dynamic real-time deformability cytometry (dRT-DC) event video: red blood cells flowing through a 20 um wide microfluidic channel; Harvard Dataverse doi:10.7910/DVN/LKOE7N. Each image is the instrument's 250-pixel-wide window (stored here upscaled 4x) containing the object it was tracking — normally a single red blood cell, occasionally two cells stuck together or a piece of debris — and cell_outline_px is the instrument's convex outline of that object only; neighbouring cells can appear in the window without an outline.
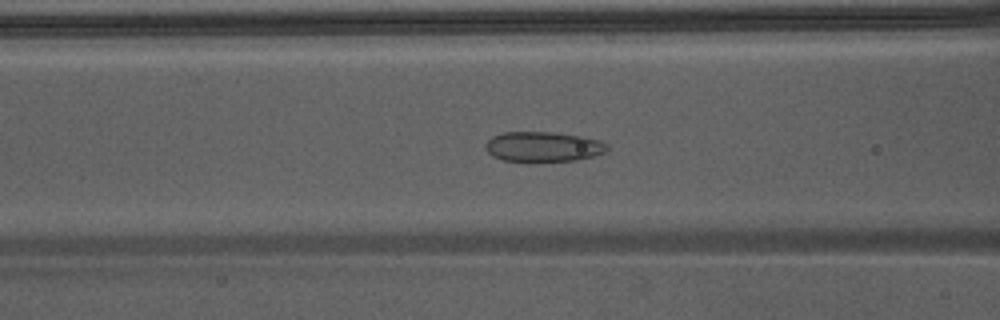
{"species": "Egyptian fruit bat (a non-hibernating species)", "species_latin": "Rousettus aegyptiacus", "temperature_condition": "warm", "stored_images_in_passage": 49, "camera_frame_rate_fps": 3000, "um_per_image_px": 0.085, "animal": {"sex": "male"}, "frame": {"image": 1, "passage_image": 22, "time_ms": 7.0, "image_size_px": [1000, 320], "cell_outline_px": [[608, 148], [604, 152], [592, 156], [576, 160], [504, 160], [492, 156], [488, 152], [484, 144], [492, 136], [504, 132], [552, 132], [584, 136], [600, 140], [608, 144]], "centroid_in_image_um": [46.18, 12.44], "position_along_channel_um": 120.4, "area_um2": 20.98}}
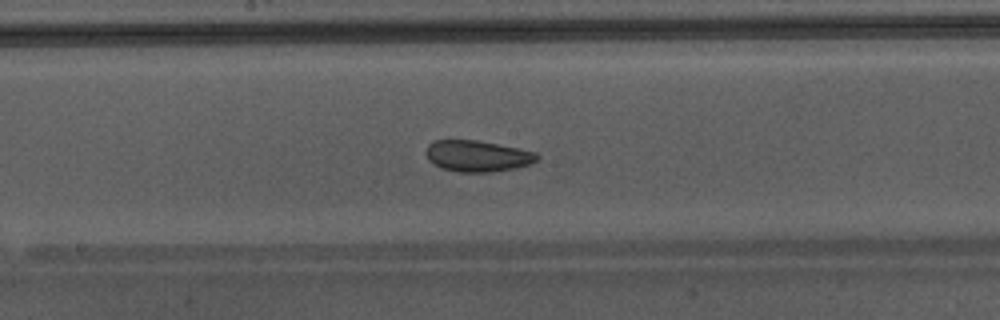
{"frame": {"image": 2, "passage_image": 28, "time_ms": 9.0, "image_size_px": [1000, 320], "cell_outline_px": [[540, 156], [536, 160], [528, 164], [516, 168], [492, 172], [460, 172], [440, 168], [428, 160], [424, 152], [428, 144], [432, 140], [476, 140], [536, 152]], "centroid_in_image_um": [40.52, 13.26], "position_along_channel_um": 207.7, "area_um2": 20.23}, "authors_computed_cell_mechanics": {"area_um2": 22.9466, "velocity_mm_per_s": 4.3659, "shape_relaxation_time_tau1_ms": 10.2958, "shape_relaxation_time_tau2_ms": 1.1392, "deformation_change_tau1": 0.1538, "deformation_change_tau2": 0.058}}